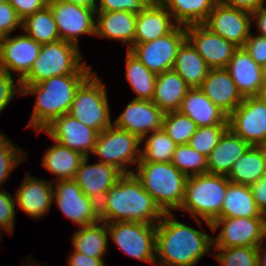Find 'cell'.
<instances>
[{
    "instance_id": "obj_10",
    "label": "cell",
    "mask_w": 266,
    "mask_h": 266,
    "mask_svg": "<svg viewBox=\"0 0 266 266\" xmlns=\"http://www.w3.org/2000/svg\"><path fill=\"white\" fill-rule=\"evenodd\" d=\"M186 39V27L177 25L165 36L147 43L133 44L129 51L150 71L160 74L173 69L178 49Z\"/></svg>"
},
{
    "instance_id": "obj_51",
    "label": "cell",
    "mask_w": 266,
    "mask_h": 266,
    "mask_svg": "<svg viewBox=\"0 0 266 266\" xmlns=\"http://www.w3.org/2000/svg\"><path fill=\"white\" fill-rule=\"evenodd\" d=\"M249 187L258 208L266 209V174Z\"/></svg>"
},
{
    "instance_id": "obj_36",
    "label": "cell",
    "mask_w": 266,
    "mask_h": 266,
    "mask_svg": "<svg viewBox=\"0 0 266 266\" xmlns=\"http://www.w3.org/2000/svg\"><path fill=\"white\" fill-rule=\"evenodd\" d=\"M23 32L36 42L45 44L61 40L50 6L22 20Z\"/></svg>"
},
{
    "instance_id": "obj_13",
    "label": "cell",
    "mask_w": 266,
    "mask_h": 266,
    "mask_svg": "<svg viewBox=\"0 0 266 266\" xmlns=\"http://www.w3.org/2000/svg\"><path fill=\"white\" fill-rule=\"evenodd\" d=\"M53 186V199L61 212L79 227L100 221L98 203L87 197L73 180H59ZM56 188V189H55Z\"/></svg>"
},
{
    "instance_id": "obj_14",
    "label": "cell",
    "mask_w": 266,
    "mask_h": 266,
    "mask_svg": "<svg viewBox=\"0 0 266 266\" xmlns=\"http://www.w3.org/2000/svg\"><path fill=\"white\" fill-rule=\"evenodd\" d=\"M252 20L250 13L218 1L204 25L237 47H243L251 34Z\"/></svg>"
},
{
    "instance_id": "obj_1",
    "label": "cell",
    "mask_w": 266,
    "mask_h": 266,
    "mask_svg": "<svg viewBox=\"0 0 266 266\" xmlns=\"http://www.w3.org/2000/svg\"><path fill=\"white\" fill-rule=\"evenodd\" d=\"M100 221L157 224L163 212L134 173L123 174L98 203Z\"/></svg>"
},
{
    "instance_id": "obj_3",
    "label": "cell",
    "mask_w": 266,
    "mask_h": 266,
    "mask_svg": "<svg viewBox=\"0 0 266 266\" xmlns=\"http://www.w3.org/2000/svg\"><path fill=\"white\" fill-rule=\"evenodd\" d=\"M90 75L53 76L38 84L21 85V95H37L32 116L26 128L36 129L39 135L54 119L69 113L77 89Z\"/></svg>"
},
{
    "instance_id": "obj_28",
    "label": "cell",
    "mask_w": 266,
    "mask_h": 266,
    "mask_svg": "<svg viewBox=\"0 0 266 266\" xmlns=\"http://www.w3.org/2000/svg\"><path fill=\"white\" fill-rule=\"evenodd\" d=\"M190 87L173 69L157 74L152 102L163 112L179 111Z\"/></svg>"
},
{
    "instance_id": "obj_26",
    "label": "cell",
    "mask_w": 266,
    "mask_h": 266,
    "mask_svg": "<svg viewBox=\"0 0 266 266\" xmlns=\"http://www.w3.org/2000/svg\"><path fill=\"white\" fill-rule=\"evenodd\" d=\"M136 15L127 11L96 12L95 35L122 41L129 50L134 44Z\"/></svg>"
},
{
    "instance_id": "obj_56",
    "label": "cell",
    "mask_w": 266,
    "mask_h": 266,
    "mask_svg": "<svg viewBox=\"0 0 266 266\" xmlns=\"http://www.w3.org/2000/svg\"><path fill=\"white\" fill-rule=\"evenodd\" d=\"M258 97L266 104V82H264Z\"/></svg>"
},
{
    "instance_id": "obj_42",
    "label": "cell",
    "mask_w": 266,
    "mask_h": 266,
    "mask_svg": "<svg viewBox=\"0 0 266 266\" xmlns=\"http://www.w3.org/2000/svg\"><path fill=\"white\" fill-rule=\"evenodd\" d=\"M23 150L17 147L12 140L0 133V186L4 184L9 174L21 162L25 161Z\"/></svg>"
},
{
    "instance_id": "obj_37",
    "label": "cell",
    "mask_w": 266,
    "mask_h": 266,
    "mask_svg": "<svg viewBox=\"0 0 266 266\" xmlns=\"http://www.w3.org/2000/svg\"><path fill=\"white\" fill-rule=\"evenodd\" d=\"M146 136L141 140L146 139L139 162H171L177 145L164 130L153 131Z\"/></svg>"
},
{
    "instance_id": "obj_45",
    "label": "cell",
    "mask_w": 266,
    "mask_h": 266,
    "mask_svg": "<svg viewBox=\"0 0 266 266\" xmlns=\"http://www.w3.org/2000/svg\"><path fill=\"white\" fill-rule=\"evenodd\" d=\"M12 76L8 72L0 70V114L6 109L15 94L19 93L22 96L20 81L15 83Z\"/></svg>"
},
{
    "instance_id": "obj_38",
    "label": "cell",
    "mask_w": 266,
    "mask_h": 266,
    "mask_svg": "<svg viewBox=\"0 0 266 266\" xmlns=\"http://www.w3.org/2000/svg\"><path fill=\"white\" fill-rule=\"evenodd\" d=\"M162 129L176 145H186L195 134V122L180 111L164 113Z\"/></svg>"
},
{
    "instance_id": "obj_15",
    "label": "cell",
    "mask_w": 266,
    "mask_h": 266,
    "mask_svg": "<svg viewBox=\"0 0 266 266\" xmlns=\"http://www.w3.org/2000/svg\"><path fill=\"white\" fill-rule=\"evenodd\" d=\"M186 34L210 69H226L234 52L239 48L204 24L186 26Z\"/></svg>"
},
{
    "instance_id": "obj_5",
    "label": "cell",
    "mask_w": 266,
    "mask_h": 266,
    "mask_svg": "<svg viewBox=\"0 0 266 266\" xmlns=\"http://www.w3.org/2000/svg\"><path fill=\"white\" fill-rule=\"evenodd\" d=\"M228 185L229 179L223 175L205 173L190 176L180 209L193 215L200 226L204 220L212 230L211 223L221 213Z\"/></svg>"
},
{
    "instance_id": "obj_52",
    "label": "cell",
    "mask_w": 266,
    "mask_h": 266,
    "mask_svg": "<svg viewBox=\"0 0 266 266\" xmlns=\"http://www.w3.org/2000/svg\"><path fill=\"white\" fill-rule=\"evenodd\" d=\"M251 16L254 20L256 19L254 24H256L259 32L257 35L266 38V6L263 5L252 13Z\"/></svg>"
},
{
    "instance_id": "obj_55",
    "label": "cell",
    "mask_w": 266,
    "mask_h": 266,
    "mask_svg": "<svg viewBox=\"0 0 266 266\" xmlns=\"http://www.w3.org/2000/svg\"><path fill=\"white\" fill-rule=\"evenodd\" d=\"M257 266H266V248L264 246H259Z\"/></svg>"
},
{
    "instance_id": "obj_27",
    "label": "cell",
    "mask_w": 266,
    "mask_h": 266,
    "mask_svg": "<svg viewBox=\"0 0 266 266\" xmlns=\"http://www.w3.org/2000/svg\"><path fill=\"white\" fill-rule=\"evenodd\" d=\"M179 111L191 118L197 127L228 125V116L200 88H190L187 91Z\"/></svg>"
},
{
    "instance_id": "obj_60",
    "label": "cell",
    "mask_w": 266,
    "mask_h": 266,
    "mask_svg": "<svg viewBox=\"0 0 266 266\" xmlns=\"http://www.w3.org/2000/svg\"><path fill=\"white\" fill-rule=\"evenodd\" d=\"M10 2V0H0V3Z\"/></svg>"
},
{
    "instance_id": "obj_34",
    "label": "cell",
    "mask_w": 266,
    "mask_h": 266,
    "mask_svg": "<svg viewBox=\"0 0 266 266\" xmlns=\"http://www.w3.org/2000/svg\"><path fill=\"white\" fill-rule=\"evenodd\" d=\"M108 238L106 223L99 221L89 226L80 227L73 234L72 244L74 250L79 253L94 258H103L106 255Z\"/></svg>"
},
{
    "instance_id": "obj_17",
    "label": "cell",
    "mask_w": 266,
    "mask_h": 266,
    "mask_svg": "<svg viewBox=\"0 0 266 266\" xmlns=\"http://www.w3.org/2000/svg\"><path fill=\"white\" fill-rule=\"evenodd\" d=\"M41 46L26 34L0 38V70L11 75V71L17 72L21 81L38 58Z\"/></svg>"
},
{
    "instance_id": "obj_22",
    "label": "cell",
    "mask_w": 266,
    "mask_h": 266,
    "mask_svg": "<svg viewBox=\"0 0 266 266\" xmlns=\"http://www.w3.org/2000/svg\"><path fill=\"white\" fill-rule=\"evenodd\" d=\"M171 19V13L158 0H151L136 15L134 44L147 43L170 33L177 26Z\"/></svg>"
},
{
    "instance_id": "obj_35",
    "label": "cell",
    "mask_w": 266,
    "mask_h": 266,
    "mask_svg": "<svg viewBox=\"0 0 266 266\" xmlns=\"http://www.w3.org/2000/svg\"><path fill=\"white\" fill-rule=\"evenodd\" d=\"M126 79L136 93L133 99L152 100L157 74L150 71L141 61L127 50Z\"/></svg>"
},
{
    "instance_id": "obj_9",
    "label": "cell",
    "mask_w": 266,
    "mask_h": 266,
    "mask_svg": "<svg viewBox=\"0 0 266 266\" xmlns=\"http://www.w3.org/2000/svg\"><path fill=\"white\" fill-rule=\"evenodd\" d=\"M107 231L116 245L138 261L154 264L157 224L142 222L106 223Z\"/></svg>"
},
{
    "instance_id": "obj_12",
    "label": "cell",
    "mask_w": 266,
    "mask_h": 266,
    "mask_svg": "<svg viewBox=\"0 0 266 266\" xmlns=\"http://www.w3.org/2000/svg\"><path fill=\"white\" fill-rule=\"evenodd\" d=\"M228 128L250 145H266V104L258 97H244L228 116Z\"/></svg>"
},
{
    "instance_id": "obj_23",
    "label": "cell",
    "mask_w": 266,
    "mask_h": 266,
    "mask_svg": "<svg viewBox=\"0 0 266 266\" xmlns=\"http://www.w3.org/2000/svg\"><path fill=\"white\" fill-rule=\"evenodd\" d=\"M205 96L229 116L243 100L226 69H210L199 87Z\"/></svg>"
},
{
    "instance_id": "obj_41",
    "label": "cell",
    "mask_w": 266,
    "mask_h": 266,
    "mask_svg": "<svg viewBox=\"0 0 266 266\" xmlns=\"http://www.w3.org/2000/svg\"><path fill=\"white\" fill-rule=\"evenodd\" d=\"M227 129L228 125L197 127L188 144L200 154L208 157Z\"/></svg>"
},
{
    "instance_id": "obj_32",
    "label": "cell",
    "mask_w": 266,
    "mask_h": 266,
    "mask_svg": "<svg viewBox=\"0 0 266 266\" xmlns=\"http://www.w3.org/2000/svg\"><path fill=\"white\" fill-rule=\"evenodd\" d=\"M180 26L204 24L219 0H158Z\"/></svg>"
},
{
    "instance_id": "obj_2",
    "label": "cell",
    "mask_w": 266,
    "mask_h": 266,
    "mask_svg": "<svg viewBox=\"0 0 266 266\" xmlns=\"http://www.w3.org/2000/svg\"><path fill=\"white\" fill-rule=\"evenodd\" d=\"M173 215L164 213L157 223L155 261L160 266H195L213 249V238L174 219Z\"/></svg>"
},
{
    "instance_id": "obj_21",
    "label": "cell",
    "mask_w": 266,
    "mask_h": 266,
    "mask_svg": "<svg viewBox=\"0 0 266 266\" xmlns=\"http://www.w3.org/2000/svg\"><path fill=\"white\" fill-rule=\"evenodd\" d=\"M15 201L18 208L30 217L42 218L49 212L53 202V181H44L26 174L16 191Z\"/></svg>"
},
{
    "instance_id": "obj_16",
    "label": "cell",
    "mask_w": 266,
    "mask_h": 266,
    "mask_svg": "<svg viewBox=\"0 0 266 266\" xmlns=\"http://www.w3.org/2000/svg\"><path fill=\"white\" fill-rule=\"evenodd\" d=\"M42 131L60 145L80 152L85 157L94 152L99 134L68 113L54 119Z\"/></svg>"
},
{
    "instance_id": "obj_43",
    "label": "cell",
    "mask_w": 266,
    "mask_h": 266,
    "mask_svg": "<svg viewBox=\"0 0 266 266\" xmlns=\"http://www.w3.org/2000/svg\"><path fill=\"white\" fill-rule=\"evenodd\" d=\"M15 196L0 188V232L10 233L15 228Z\"/></svg>"
},
{
    "instance_id": "obj_40",
    "label": "cell",
    "mask_w": 266,
    "mask_h": 266,
    "mask_svg": "<svg viewBox=\"0 0 266 266\" xmlns=\"http://www.w3.org/2000/svg\"><path fill=\"white\" fill-rule=\"evenodd\" d=\"M222 266H257L259 246L213 247Z\"/></svg>"
},
{
    "instance_id": "obj_49",
    "label": "cell",
    "mask_w": 266,
    "mask_h": 266,
    "mask_svg": "<svg viewBox=\"0 0 266 266\" xmlns=\"http://www.w3.org/2000/svg\"><path fill=\"white\" fill-rule=\"evenodd\" d=\"M69 266H107L103 258H94L73 250L68 260Z\"/></svg>"
},
{
    "instance_id": "obj_29",
    "label": "cell",
    "mask_w": 266,
    "mask_h": 266,
    "mask_svg": "<svg viewBox=\"0 0 266 266\" xmlns=\"http://www.w3.org/2000/svg\"><path fill=\"white\" fill-rule=\"evenodd\" d=\"M173 70L190 88H199L210 68L198 54L191 42L186 39L178 49Z\"/></svg>"
},
{
    "instance_id": "obj_53",
    "label": "cell",
    "mask_w": 266,
    "mask_h": 266,
    "mask_svg": "<svg viewBox=\"0 0 266 266\" xmlns=\"http://www.w3.org/2000/svg\"><path fill=\"white\" fill-rule=\"evenodd\" d=\"M260 227H261V239L259 242V246L263 245V242L266 239V209L260 210Z\"/></svg>"
},
{
    "instance_id": "obj_50",
    "label": "cell",
    "mask_w": 266,
    "mask_h": 266,
    "mask_svg": "<svg viewBox=\"0 0 266 266\" xmlns=\"http://www.w3.org/2000/svg\"><path fill=\"white\" fill-rule=\"evenodd\" d=\"M219 1L227 6L246 11L250 14L254 13L265 3L264 0H219Z\"/></svg>"
},
{
    "instance_id": "obj_11",
    "label": "cell",
    "mask_w": 266,
    "mask_h": 266,
    "mask_svg": "<svg viewBox=\"0 0 266 266\" xmlns=\"http://www.w3.org/2000/svg\"><path fill=\"white\" fill-rule=\"evenodd\" d=\"M61 40L78 46L79 35H95L96 10L63 0H49Z\"/></svg>"
},
{
    "instance_id": "obj_54",
    "label": "cell",
    "mask_w": 266,
    "mask_h": 266,
    "mask_svg": "<svg viewBox=\"0 0 266 266\" xmlns=\"http://www.w3.org/2000/svg\"><path fill=\"white\" fill-rule=\"evenodd\" d=\"M68 3H74V4H79L83 5L89 8L96 9V0H63Z\"/></svg>"
},
{
    "instance_id": "obj_39",
    "label": "cell",
    "mask_w": 266,
    "mask_h": 266,
    "mask_svg": "<svg viewBox=\"0 0 266 266\" xmlns=\"http://www.w3.org/2000/svg\"><path fill=\"white\" fill-rule=\"evenodd\" d=\"M171 163L187 177L207 173V157L189 144L177 145Z\"/></svg>"
},
{
    "instance_id": "obj_47",
    "label": "cell",
    "mask_w": 266,
    "mask_h": 266,
    "mask_svg": "<svg viewBox=\"0 0 266 266\" xmlns=\"http://www.w3.org/2000/svg\"><path fill=\"white\" fill-rule=\"evenodd\" d=\"M243 48L258 65L263 66L266 63L265 37L250 34Z\"/></svg>"
},
{
    "instance_id": "obj_25",
    "label": "cell",
    "mask_w": 266,
    "mask_h": 266,
    "mask_svg": "<svg viewBox=\"0 0 266 266\" xmlns=\"http://www.w3.org/2000/svg\"><path fill=\"white\" fill-rule=\"evenodd\" d=\"M250 146L228 128L207 157V173L228 176L233 164Z\"/></svg>"
},
{
    "instance_id": "obj_58",
    "label": "cell",
    "mask_w": 266,
    "mask_h": 266,
    "mask_svg": "<svg viewBox=\"0 0 266 266\" xmlns=\"http://www.w3.org/2000/svg\"><path fill=\"white\" fill-rule=\"evenodd\" d=\"M263 155H264V163L266 167V145H263Z\"/></svg>"
},
{
    "instance_id": "obj_4",
    "label": "cell",
    "mask_w": 266,
    "mask_h": 266,
    "mask_svg": "<svg viewBox=\"0 0 266 266\" xmlns=\"http://www.w3.org/2000/svg\"><path fill=\"white\" fill-rule=\"evenodd\" d=\"M137 165L134 175L161 211L180 210L188 177L171 162H138Z\"/></svg>"
},
{
    "instance_id": "obj_19",
    "label": "cell",
    "mask_w": 266,
    "mask_h": 266,
    "mask_svg": "<svg viewBox=\"0 0 266 266\" xmlns=\"http://www.w3.org/2000/svg\"><path fill=\"white\" fill-rule=\"evenodd\" d=\"M163 116L152 101L132 99L113 124L142 140L149 133L162 129Z\"/></svg>"
},
{
    "instance_id": "obj_57",
    "label": "cell",
    "mask_w": 266,
    "mask_h": 266,
    "mask_svg": "<svg viewBox=\"0 0 266 266\" xmlns=\"http://www.w3.org/2000/svg\"><path fill=\"white\" fill-rule=\"evenodd\" d=\"M263 80L266 82V63L262 66Z\"/></svg>"
},
{
    "instance_id": "obj_46",
    "label": "cell",
    "mask_w": 266,
    "mask_h": 266,
    "mask_svg": "<svg viewBox=\"0 0 266 266\" xmlns=\"http://www.w3.org/2000/svg\"><path fill=\"white\" fill-rule=\"evenodd\" d=\"M17 27H22V20L10 2L0 3V38L9 36Z\"/></svg>"
},
{
    "instance_id": "obj_18",
    "label": "cell",
    "mask_w": 266,
    "mask_h": 266,
    "mask_svg": "<svg viewBox=\"0 0 266 266\" xmlns=\"http://www.w3.org/2000/svg\"><path fill=\"white\" fill-rule=\"evenodd\" d=\"M212 232L222 227L213 238V247L259 246L261 227L259 217L216 218Z\"/></svg>"
},
{
    "instance_id": "obj_24",
    "label": "cell",
    "mask_w": 266,
    "mask_h": 266,
    "mask_svg": "<svg viewBox=\"0 0 266 266\" xmlns=\"http://www.w3.org/2000/svg\"><path fill=\"white\" fill-rule=\"evenodd\" d=\"M226 70L243 98L259 95L264 85L262 66L258 65L243 47L234 52Z\"/></svg>"
},
{
    "instance_id": "obj_30",
    "label": "cell",
    "mask_w": 266,
    "mask_h": 266,
    "mask_svg": "<svg viewBox=\"0 0 266 266\" xmlns=\"http://www.w3.org/2000/svg\"><path fill=\"white\" fill-rule=\"evenodd\" d=\"M54 143L55 145L46 150L41 166L56 176L52 179L55 181L54 183L59 180H73L85 156L80 152L60 145L56 141Z\"/></svg>"
},
{
    "instance_id": "obj_7",
    "label": "cell",
    "mask_w": 266,
    "mask_h": 266,
    "mask_svg": "<svg viewBox=\"0 0 266 266\" xmlns=\"http://www.w3.org/2000/svg\"><path fill=\"white\" fill-rule=\"evenodd\" d=\"M104 85L92 73L77 89L68 113L99 133L113 124Z\"/></svg>"
},
{
    "instance_id": "obj_31",
    "label": "cell",
    "mask_w": 266,
    "mask_h": 266,
    "mask_svg": "<svg viewBox=\"0 0 266 266\" xmlns=\"http://www.w3.org/2000/svg\"><path fill=\"white\" fill-rule=\"evenodd\" d=\"M260 209L247 185L229 181L221 213L217 218L259 217Z\"/></svg>"
},
{
    "instance_id": "obj_20",
    "label": "cell",
    "mask_w": 266,
    "mask_h": 266,
    "mask_svg": "<svg viewBox=\"0 0 266 266\" xmlns=\"http://www.w3.org/2000/svg\"><path fill=\"white\" fill-rule=\"evenodd\" d=\"M88 158L84 157L81 161L74 181L87 197L99 203L123 173L110 164L102 162L88 164Z\"/></svg>"
},
{
    "instance_id": "obj_6",
    "label": "cell",
    "mask_w": 266,
    "mask_h": 266,
    "mask_svg": "<svg viewBox=\"0 0 266 266\" xmlns=\"http://www.w3.org/2000/svg\"><path fill=\"white\" fill-rule=\"evenodd\" d=\"M79 47L59 40L42 44L38 58L28 74L20 81V85H32L51 78L68 74H92ZM83 58V59H82Z\"/></svg>"
},
{
    "instance_id": "obj_59",
    "label": "cell",
    "mask_w": 266,
    "mask_h": 266,
    "mask_svg": "<svg viewBox=\"0 0 266 266\" xmlns=\"http://www.w3.org/2000/svg\"><path fill=\"white\" fill-rule=\"evenodd\" d=\"M33 263L35 264V262H32L31 264L29 263V265L27 264L26 266H34V264H33ZM35 266H36V265H35ZM37 266H41V265H40V263H39V264H37ZM42 266H43V265H42Z\"/></svg>"
},
{
    "instance_id": "obj_44",
    "label": "cell",
    "mask_w": 266,
    "mask_h": 266,
    "mask_svg": "<svg viewBox=\"0 0 266 266\" xmlns=\"http://www.w3.org/2000/svg\"><path fill=\"white\" fill-rule=\"evenodd\" d=\"M98 1V0H97ZM151 0H99L96 12L127 11L138 15Z\"/></svg>"
},
{
    "instance_id": "obj_8",
    "label": "cell",
    "mask_w": 266,
    "mask_h": 266,
    "mask_svg": "<svg viewBox=\"0 0 266 266\" xmlns=\"http://www.w3.org/2000/svg\"><path fill=\"white\" fill-rule=\"evenodd\" d=\"M141 143L136 135L112 124L98 134L93 154L100 158L99 162L113 165L123 174L133 173L127 164L141 160Z\"/></svg>"
},
{
    "instance_id": "obj_33",
    "label": "cell",
    "mask_w": 266,
    "mask_h": 266,
    "mask_svg": "<svg viewBox=\"0 0 266 266\" xmlns=\"http://www.w3.org/2000/svg\"><path fill=\"white\" fill-rule=\"evenodd\" d=\"M265 174L263 146L251 145L233 164L227 178L230 182L250 186Z\"/></svg>"
},
{
    "instance_id": "obj_48",
    "label": "cell",
    "mask_w": 266,
    "mask_h": 266,
    "mask_svg": "<svg viewBox=\"0 0 266 266\" xmlns=\"http://www.w3.org/2000/svg\"><path fill=\"white\" fill-rule=\"evenodd\" d=\"M49 0H10V5L16 11L18 17L24 20L27 16L44 9Z\"/></svg>"
}]
</instances>
